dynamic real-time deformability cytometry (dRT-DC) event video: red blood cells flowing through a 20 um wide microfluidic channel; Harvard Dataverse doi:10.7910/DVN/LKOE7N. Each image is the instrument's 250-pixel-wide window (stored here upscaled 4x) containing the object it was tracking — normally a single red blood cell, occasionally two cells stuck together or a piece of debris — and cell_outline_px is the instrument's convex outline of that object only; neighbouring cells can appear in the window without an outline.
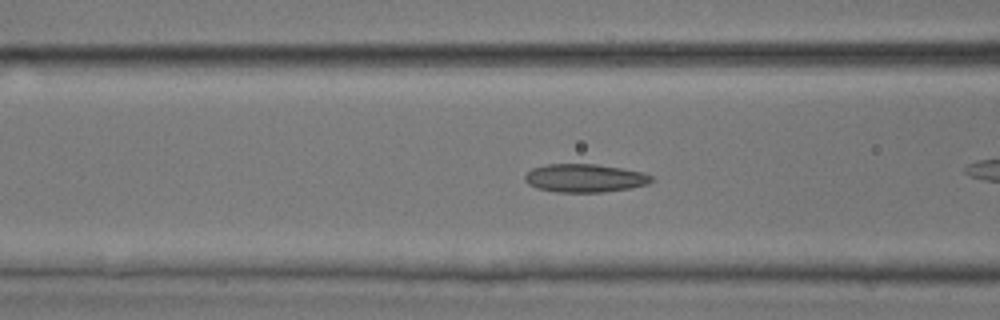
{"species": "common noctule bat (a hibernating species)", "species_latin": "Nyctalus noctula", "temperature_condition": "room temperature", "stored_images_in_passage": 8, "camera_frame_rate_fps": 3000, "um_per_image_px": 0.085, "animal": {"sex": "male", "body_mass_g": 17.9, "forearm_length_mm": 54.2}, "frame": {"image": 1, "passage_image": 6, "time_ms": 1.667, "image_size_px": [1000, 320], "cell_outline_px": [[656, 180], [648, 184], [628, 188], [604, 192], [556, 192], [536, 188], [528, 184], [524, 180], [524, 176], [532, 168], [548, 164], [596, 164], [644, 172], [652, 176]], "centroid_in_image_um": [49.71, 15.14], "position_along_channel_um": 116.9, "area_um2": 20.92}}